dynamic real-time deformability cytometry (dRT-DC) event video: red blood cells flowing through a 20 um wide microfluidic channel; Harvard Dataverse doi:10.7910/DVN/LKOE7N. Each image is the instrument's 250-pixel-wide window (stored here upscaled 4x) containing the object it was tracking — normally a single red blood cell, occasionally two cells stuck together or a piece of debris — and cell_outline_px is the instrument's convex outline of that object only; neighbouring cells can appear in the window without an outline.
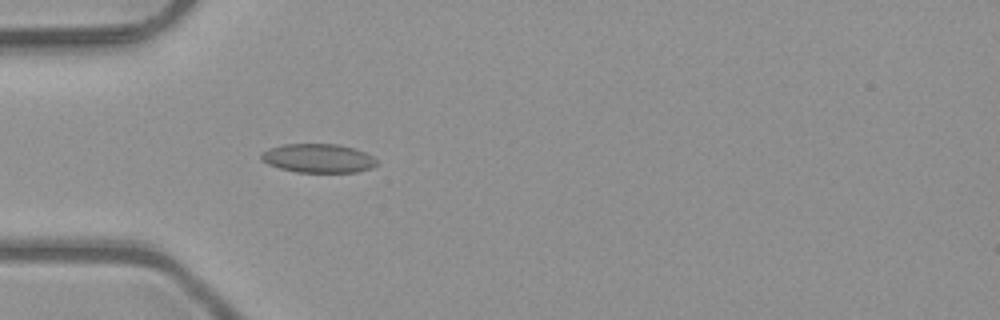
{"species": "common noctule bat (a hibernating species)", "species_latin": "Nyctalus noctula", "temperature_condition": "room temperature", "stored_images_in_passage": 5, "camera_frame_rate_fps": 3000, "um_per_image_px": 0.085, "animal": {"sex": "male", "body_mass_g": 23.1, "forearm_length_mm": 52.7}, "frame": {"image": 1, "passage_image": 5, "time_ms": 1.333, "image_size_px": [1000, 320], "cell_outline_px": [[376, 164], [372, 168], [356, 172], [296, 172], [280, 168], [268, 164], [260, 160], [260, 156], [268, 148], [284, 144], [336, 144], [352, 148], [364, 152], [372, 156], [376, 160]], "centroid_in_image_um": [27.02, 13.45], "position_along_channel_um": 58.0, "area_um2": 19.31}}